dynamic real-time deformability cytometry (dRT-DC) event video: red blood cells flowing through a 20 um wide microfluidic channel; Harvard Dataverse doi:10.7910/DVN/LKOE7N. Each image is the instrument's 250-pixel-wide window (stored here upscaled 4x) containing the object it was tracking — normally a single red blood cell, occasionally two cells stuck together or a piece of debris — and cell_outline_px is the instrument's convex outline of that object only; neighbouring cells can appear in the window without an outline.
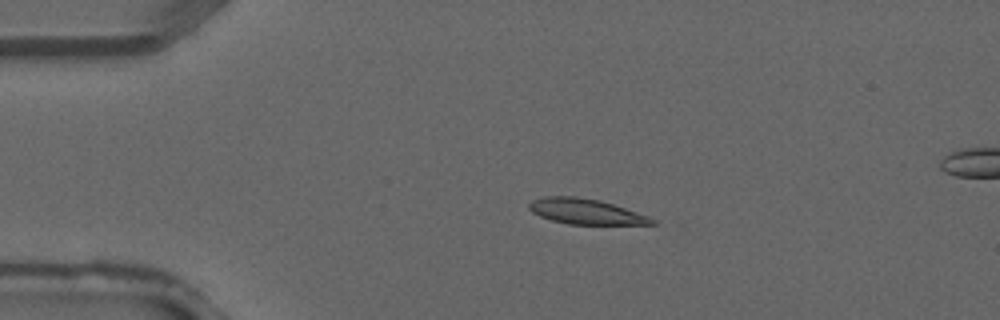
{"species": "common noctule bat (a hibernating species)", "species_latin": "Nyctalus noctula", "temperature_condition": "warm", "stored_images_in_passage": 4, "camera_frame_rate_fps": 3000, "um_per_image_px": 0.085, "animal": {"sex": "male", "forearm_length_mm": 52.5}, "frame": {"image": 1, "passage_image": 3, "time_ms": 0.667, "image_size_px": [1000, 320], "cell_outline_px": [[656, 224], [568, 224], [552, 220], [540, 216], [532, 212], [528, 208], [528, 204], [532, 200], [544, 196], [576, 196], [600, 200], [648, 216], [656, 220]], "centroid_in_image_um": [49.75, 17.97], "position_along_channel_um": 35.3, "area_um2": 18.03}}